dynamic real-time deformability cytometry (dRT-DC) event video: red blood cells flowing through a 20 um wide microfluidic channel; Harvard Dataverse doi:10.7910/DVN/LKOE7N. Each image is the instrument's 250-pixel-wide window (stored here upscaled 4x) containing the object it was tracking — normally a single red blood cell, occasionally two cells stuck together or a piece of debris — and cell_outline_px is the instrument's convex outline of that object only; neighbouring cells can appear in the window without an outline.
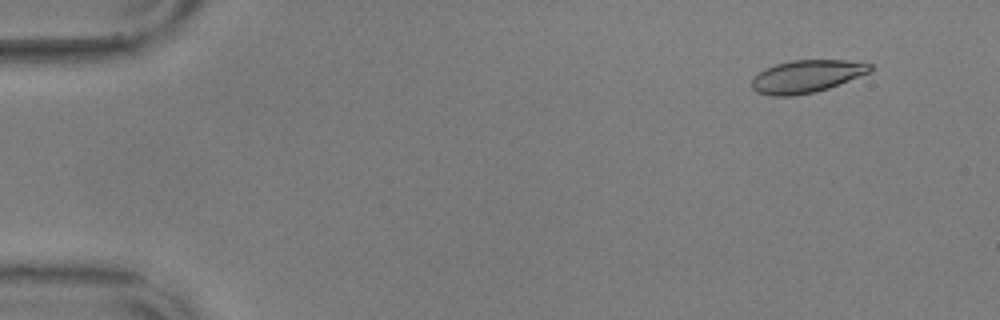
{"species": "common noctule bat (a hibernating species)", "species_latin": "Nyctalus noctula", "temperature_condition": "warm", "stored_images_in_passage": 57, "camera_frame_rate_fps": 3000, "um_per_image_px": 0.085, "animal": {"sex": "male", "body_mass_g": 17.9, "forearm_length_mm": 54.2}, "frame": {"image": 1, "passage_image": 5, "time_ms": 1.333, "image_size_px": [1000, 320], "cell_outline_px": [[872, 72], [828, 88], [816, 92], [792, 96], [772, 96], [756, 92], [752, 88], [752, 76], [756, 72], [764, 68], [776, 64], [792, 60], [844, 60], [872, 64]], "centroid_in_image_um": [68.53, 6.49], "position_along_channel_um": 16.5, "area_um2": 22.72}}
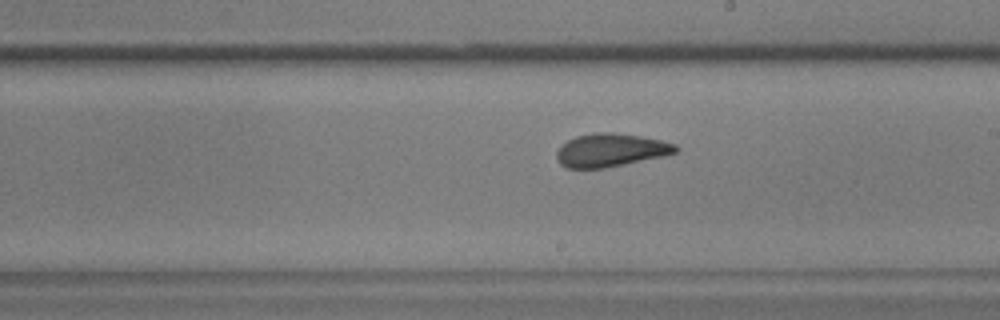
{"frame": {"image": 2, "passage_image": 33, "time_ms": 10.667, "image_size_px": [1000, 320], "cell_outline_px": [[680, 148], [676, 152], [664, 156], [604, 168], [568, 168], [560, 164], [556, 160], [556, 152], [568, 140], [576, 136], [592, 132], [612, 132], [640, 136], [660, 140], [676, 144]], "centroid_in_image_um": [51.91, 12.76], "position_along_channel_um": 237.1, "area_um2": 23.0}}
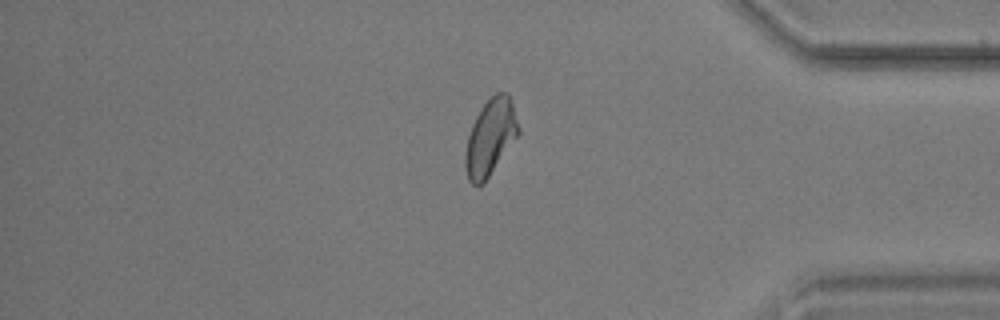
{"frame": {"image": 3, "passage_image": 48, "time_ms": 15.667, "image_size_px": [1000, 320], "cell_outline_px": [[520, 132], [484, 184], [472, 184], [468, 180], [464, 164], [464, 156], [468, 136], [472, 124], [476, 116], [484, 104], [496, 92], [508, 92], [520, 128]], "centroid_in_image_um": [41.67, 11.68], "position_along_channel_um": 393.5, "area_um2": 23.47}, "authors_computed_cell_mechanics": {"area_um2": 23.3512, "velocity_mm_per_s": 3.5689, "shape_relaxation_time_tau1_ms": 6.3046, "shape_relaxation_time_tau2_ms": 1.6962, "deformation_change_tau1": 0.1635, "deformation_change_tau2": 0.0832}}